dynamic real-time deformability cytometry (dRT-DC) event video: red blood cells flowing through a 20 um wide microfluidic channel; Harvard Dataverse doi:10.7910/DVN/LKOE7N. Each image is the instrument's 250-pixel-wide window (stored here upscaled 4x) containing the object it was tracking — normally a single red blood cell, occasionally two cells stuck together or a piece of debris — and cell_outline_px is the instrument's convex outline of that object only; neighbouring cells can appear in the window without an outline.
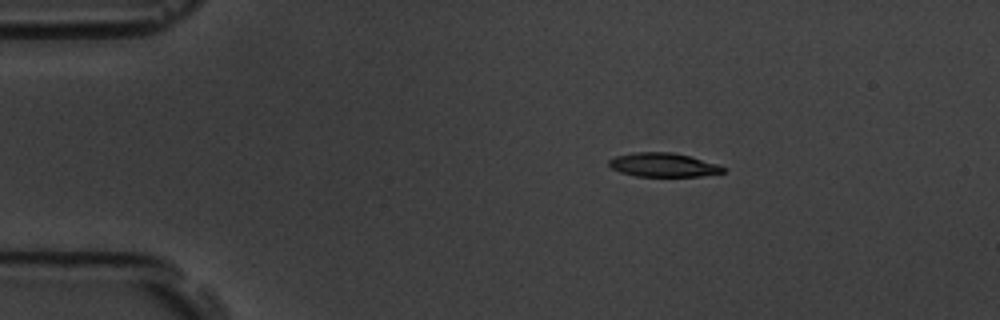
{"species": "common noctule bat (a hibernating species)", "species_latin": "Nyctalus noctula", "temperature_condition": "room temperature", "stored_images_in_passage": 5, "camera_frame_rate_fps": 3000, "um_per_image_px": 0.085, "animal": {"sex": "male", "body_mass_g": 19.5, "forearm_length_mm": 54.6}, "frame": {"image": 1, "passage_image": 3, "time_ms": 2.333, "image_size_px": [1000, 320], "cell_outline_px": [[728, 168], [724, 172], [700, 176], [636, 176], [620, 172], [612, 168], [608, 164], [608, 160], [616, 156], [636, 152], [672, 152], [688, 156], [716, 164]], "centroid_in_image_um": [56.36, 14.02], "position_along_channel_um": 28.6, "area_um2": 15.72}}